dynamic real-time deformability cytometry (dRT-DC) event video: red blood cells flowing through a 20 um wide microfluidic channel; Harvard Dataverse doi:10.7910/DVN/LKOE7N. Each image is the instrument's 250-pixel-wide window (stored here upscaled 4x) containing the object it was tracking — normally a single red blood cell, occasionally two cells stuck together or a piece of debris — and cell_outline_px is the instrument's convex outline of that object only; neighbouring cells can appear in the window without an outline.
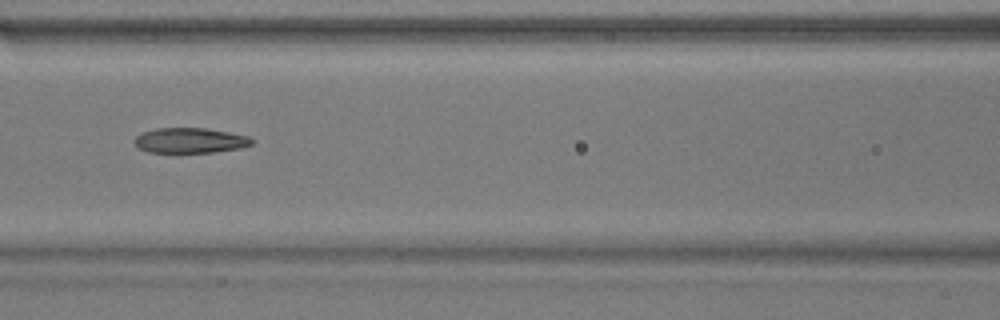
{"species": "common noctule bat (a hibernating species)", "species_latin": "Nyctalus noctula", "temperature_condition": "warm", "stored_images_in_passage": 21, "camera_frame_rate_fps": 3000, "um_per_image_px": 0.085, "animal": {"sex": "male", "body_mass_g": 17.9}, "frame": {"image": 1, "passage_image": 7, "time_ms": 2.0, "image_size_px": [1000, 320], "cell_outline_px": [[252, 144], [240, 148], [212, 152], [148, 152], [140, 148], [136, 144], [136, 136], [144, 132], [156, 128], [204, 128], [228, 132], [248, 136], [252, 140]], "centroid_in_image_um": [16.17, 11.93], "position_along_channel_um": 150.4, "area_um2": 16.88}}